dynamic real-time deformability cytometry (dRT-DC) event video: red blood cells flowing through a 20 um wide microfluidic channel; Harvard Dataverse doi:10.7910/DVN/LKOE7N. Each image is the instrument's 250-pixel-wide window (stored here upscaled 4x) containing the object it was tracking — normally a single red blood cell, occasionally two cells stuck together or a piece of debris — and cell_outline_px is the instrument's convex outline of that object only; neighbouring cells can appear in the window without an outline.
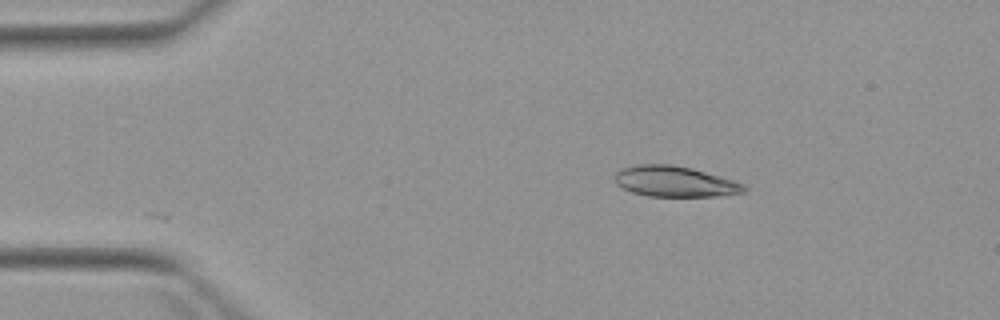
{"species": "Egyptian fruit bat (a non-hibernating species)", "species_latin": "Rousettus aegyptiacus", "temperature_condition": "warm", "stored_images_in_passage": 5, "camera_frame_rate_fps": 3000, "um_per_image_px": 0.085, "animal": {"sex": "female"}, "frame": {"image": 1, "passage_image": 2, "time_ms": 1.333, "image_size_px": [1000, 320], "cell_outline_px": [[748, 188], [744, 192], [716, 196], [648, 196], [632, 192], [616, 184], [612, 176], [620, 168], [636, 164], [672, 164], [692, 168], [720, 176], [744, 184]], "centroid_in_image_um": [57.31, 15.41], "position_along_channel_um": 27.7, "area_um2": 23.24}}
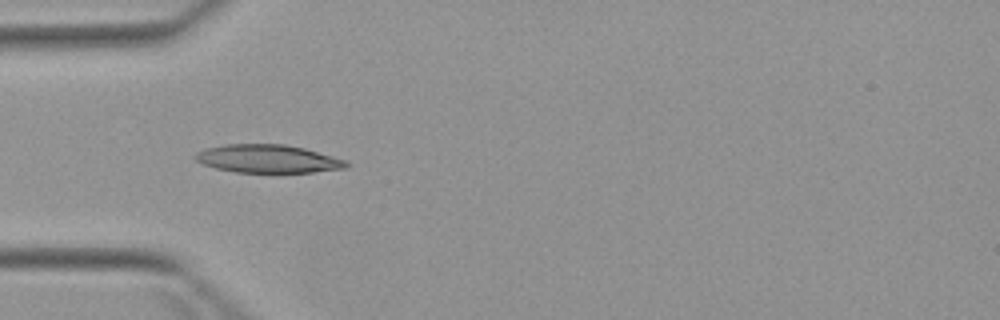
{"frame": {"image": 2, "passage_image": 4, "time_ms": 3.667, "image_size_px": [1000, 320], "cell_outline_px": [[348, 164], [344, 168], [312, 172], [236, 172], [216, 168], [204, 164], [196, 160], [192, 156], [196, 152], [204, 148], [224, 144], [284, 144], [304, 148], [348, 160]], "centroid_in_image_um": [22.74, 13.48], "position_along_channel_um": 62.3, "area_um2": 24.74}}